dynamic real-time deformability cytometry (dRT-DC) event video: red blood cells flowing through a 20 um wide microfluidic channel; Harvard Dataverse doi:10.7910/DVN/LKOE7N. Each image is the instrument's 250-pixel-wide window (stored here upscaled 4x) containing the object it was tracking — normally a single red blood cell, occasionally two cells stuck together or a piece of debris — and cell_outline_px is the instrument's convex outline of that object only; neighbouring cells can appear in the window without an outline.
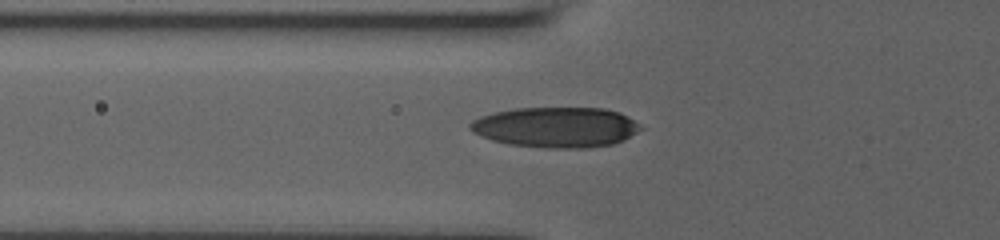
{"species": "human", "species_latin": "Homo sapiens", "temperature_condition": "room temperature", "stored_images_in_passage": 24, "camera_frame_rate_fps": 3000, "um_per_image_px": 0.085, "donor": {"sex": "male"}, "frame": {"image": 1, "passage_image": 5, "time_ms": 2.0, "image_size_px": [1000, 240], "cell_outline_px": [[644, 128], [624, 140], [612, 144], [584, 148], [544, 148], [508, 144], [492, 140], [480, 136], [472, 132], [468, 128], [468, 124], [472, 120], [480, 116], [496, 112], [516, 108], [604, 108], [620, 112], [628, 116]], "centroid_in_image_um": [47.24, 10.82], "position_along_channel_um": 78.6, "area_um2": 40.34}}
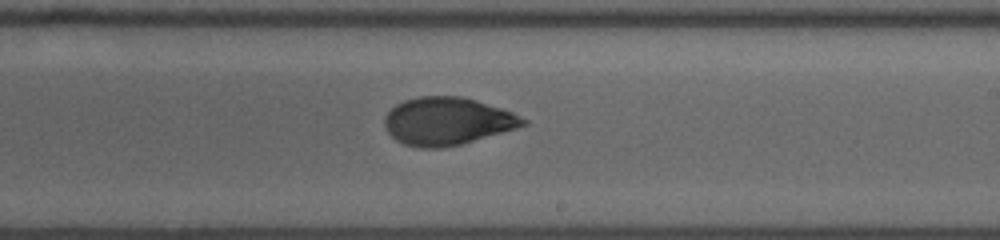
{"frame": {"image": 2, "passage_image": 13, "time_ms": 6.333, "image_size_px": [1000, 240], "cell_outline_px": [[528, 124], [516, 128], [460, 144], [440, 148], [420, 148], [404, 144], [396, 140], [388, 132], [384, 124], [384, 116], [396, 104], [404, 100], [416, 96], [460, 96], [476, 100], [512, 112], [528, 120]], "centroid_in_image_um": [37.99, 10.29], "position_along_channel_um": 251.0, "area_um2": 38.32}}
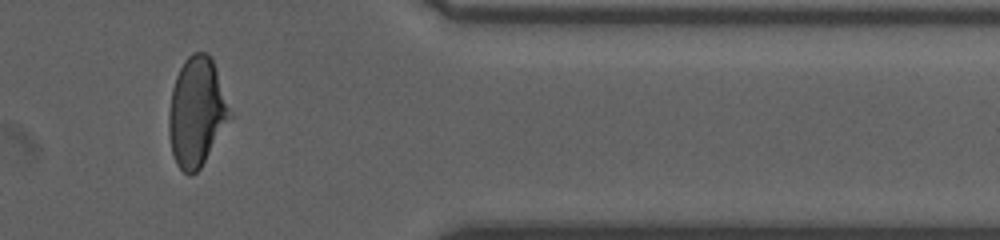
{"frame": {"image": 3, "passage_image": 20, "time_ms": 10.333, "image_size_px": [1000, 240], "cell_outline_px": [[232, 116], [200, 168], [192, 176], [188, 176], [176, 164], [172, 152], [168, 132], [168, 116], [172, 88], [176, 76], [184, 60], [192, 52], [208, 52], [212, 60], [232, 112]], "centroid_in_image_um": [16.7, 9.53], "position_along_channel_um": 394.7, "area_um2": 38.73}}